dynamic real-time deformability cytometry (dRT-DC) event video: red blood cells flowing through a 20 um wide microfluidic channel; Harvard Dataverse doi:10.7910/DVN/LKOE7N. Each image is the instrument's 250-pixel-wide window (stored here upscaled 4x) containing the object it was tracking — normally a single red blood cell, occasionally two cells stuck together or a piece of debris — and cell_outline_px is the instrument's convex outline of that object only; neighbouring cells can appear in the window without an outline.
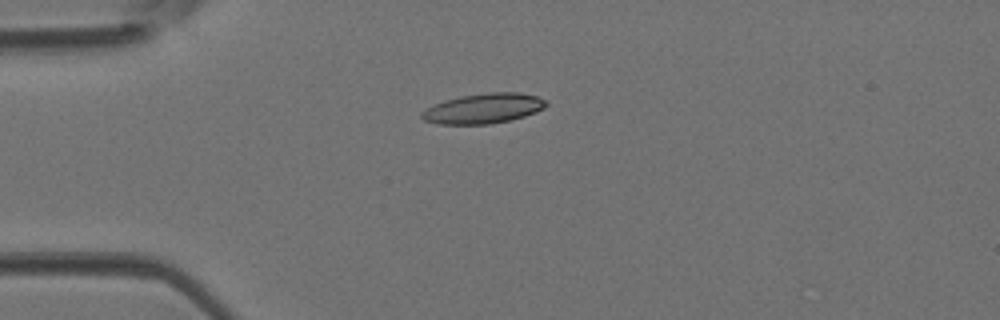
{"species": "Egyptian fruit bat (a non-hibernating species)", "species_latin": "Rousettus aegyptiacus", "temperature_condition": "room temperature", "stored_images_in_passage": 34, "camera_frame_rate_fps": 3000, "um_per_image_px": 0.085, "animal": {"sex": "female"}, "frame": {"image": 1, "passage_image": 1, "time_ms": 0.0, "image_size_px": [1000, 320], "cell_outline_px": [[548, 104], [544, 108], [536, 112], [512, 120], [492, 124], [436, 124], [424, 120], [420, 116], [420, 112], [444, 100], [460, 96], [488, 92], [520, 92], [536, 96], [548, 100]], "centroid_in_image_um": [41.13, 9.22], "position_along_channel_um": 43.9, "area_um2": 21.96}}
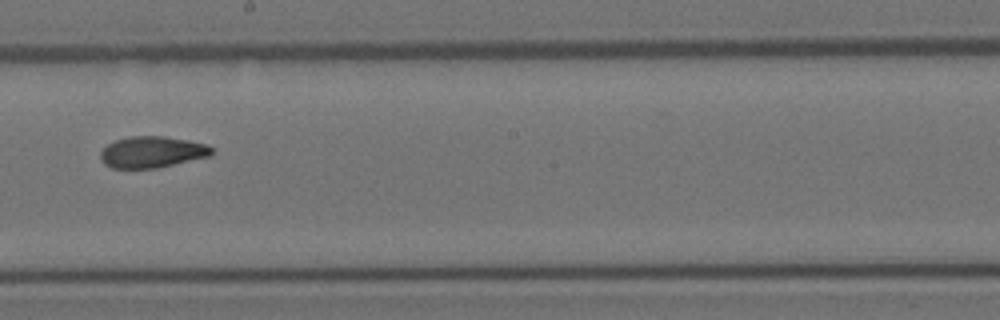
{"frame": {"image": 2, "passage_image": 15, "time_ms": 4.667, "image_size_px": [1000, 320], "cell_outline_px": [[216, 152], [208, 156], [156, 168], [112, 168], [104, 164], [100, 160], [100, 152], [108, 144], [116, 140], [132, 136], [164, 136], [188, 140], [208, 144]], "centroid_in_image_um": [12.93, 12.92], "position_along_channel_um": 235.3, "area_um2": 20.29}}
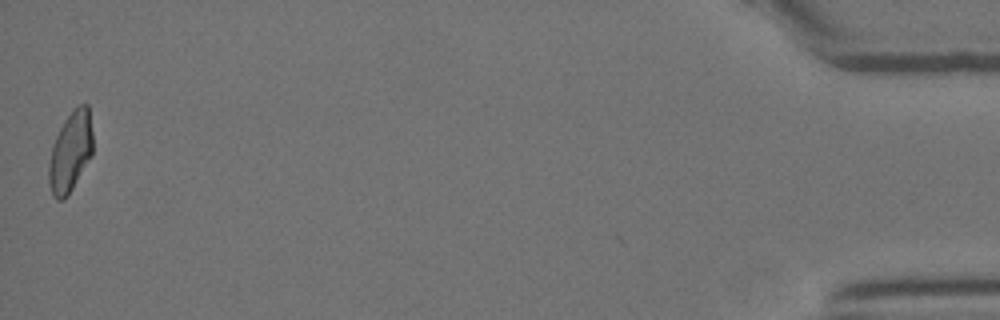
{"frame": {"image": 3, "passage_image": 34, "time_ms": 11.0, "image_size_px": [1000, 320], "cell_outline_px": [[92, 156], [68, 196], [64, 200], [56, 200], [52, 196], [48, 180], [48, 164], [52, 144], [64, 120], [80, 104], [88, 104], [92, 132]], "centroid_in_image_um": [5.97, 12.96], "position_along_channel_um": 429.2, "area_um2": 20.69}}